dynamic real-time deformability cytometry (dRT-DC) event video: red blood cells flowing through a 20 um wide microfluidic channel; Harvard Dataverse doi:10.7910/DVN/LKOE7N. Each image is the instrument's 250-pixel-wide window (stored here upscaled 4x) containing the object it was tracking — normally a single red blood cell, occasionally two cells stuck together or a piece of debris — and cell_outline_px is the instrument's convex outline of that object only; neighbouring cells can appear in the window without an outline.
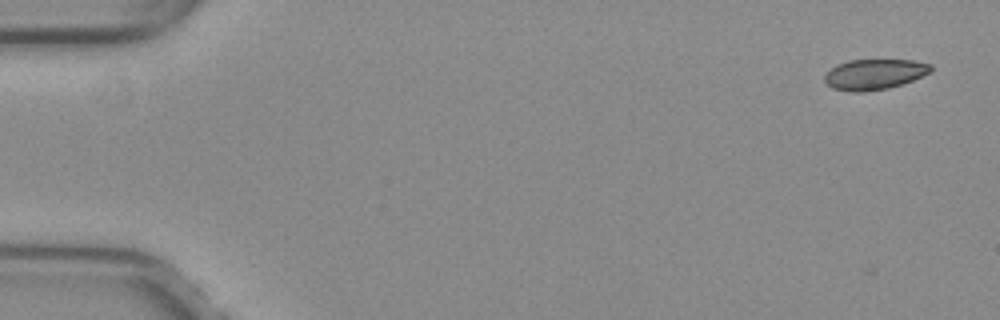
{"species": "common noctule bat (a hibernating species)", "species_latin": "Nyctalus noctula", "temperature_condition": "warm", "stored_images_in_passage": 48, "camera_frame_rate_fps": 3000, "um_per_image_px": 0.085, "animal": {"sex": "female", "body_mass_g": 29.2, "forearm_length_mm": 56.3}, "frame": {"image": 1, "passage_image": 5, "time_ms": 1.333, "image_size_px": [1000, 320], "cell_outline_px": [[932, 72], [912, 80], [888, 88], [864, 92], [852, 92], [832, 88], [824, 80], [824, 76], [836, 64], [848, 60], [912, 60], [932, 64]], "centroid_in_image_um": [74.33, 6.31], "position_along_channel_um": 10.7, "area_um2": 18.84}}
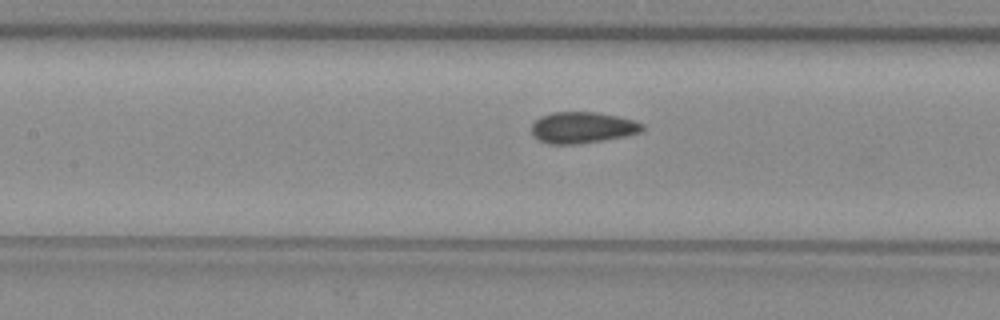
{"frame": {"image": 2, "passage_image": 27, "time_ms": 8.667, "image_size_px": [1000, 320], "cell_outline_px": [[644, 128], [640, 132], [624, 136], [604, 140], [572, 144], [548, 144], [532, 136], [532, 124], [540, 116], [552, 112], [596, 112], [616, 116], [632, 120], [644, 124]], "centroid_in_image_um": [49.47, 10.84], "position_along_channel_um": 157.9, "area_um2": 20.06}}
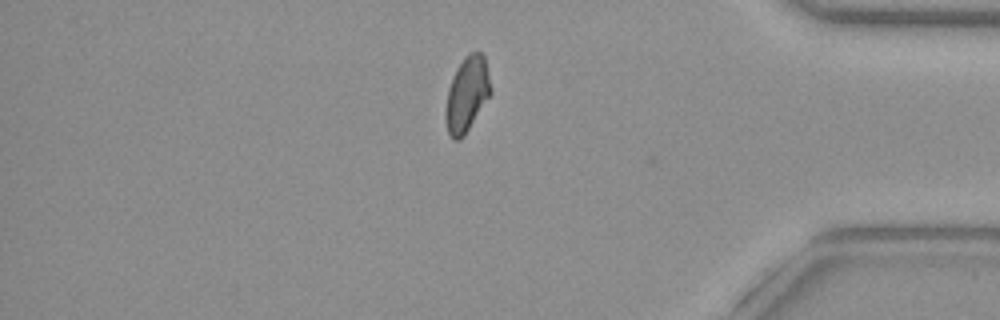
{"frame": {"image": 3, "passage_image": 47, "time_ms": 15.333, "image_size_px": [1000, 320], "cell_outline_px": [[492, 92], [464, 136], [460, 140], [452, 140], [448, 132], [444, 116], [444, 112], [448, 88], [456, 68], [464, 56], [472, 52], [480, 52], [484, 56], [492, 88]], "centroid_in_image_um": [39.67, 8.03], "position_along_channel_um": 395.5, "area_um2": 19.83}, "authors_computed_cell_mechanics": {"area_um2": 19.8254, "velocity_mm_per_s": 3.9969, "shape_relaxation_time_tau1_ms": null, "shape_relaxation_time_tau2_ms": 1.0117, "deformation_change_tau1": null, "deformation_change_tau2": 0.0546}}